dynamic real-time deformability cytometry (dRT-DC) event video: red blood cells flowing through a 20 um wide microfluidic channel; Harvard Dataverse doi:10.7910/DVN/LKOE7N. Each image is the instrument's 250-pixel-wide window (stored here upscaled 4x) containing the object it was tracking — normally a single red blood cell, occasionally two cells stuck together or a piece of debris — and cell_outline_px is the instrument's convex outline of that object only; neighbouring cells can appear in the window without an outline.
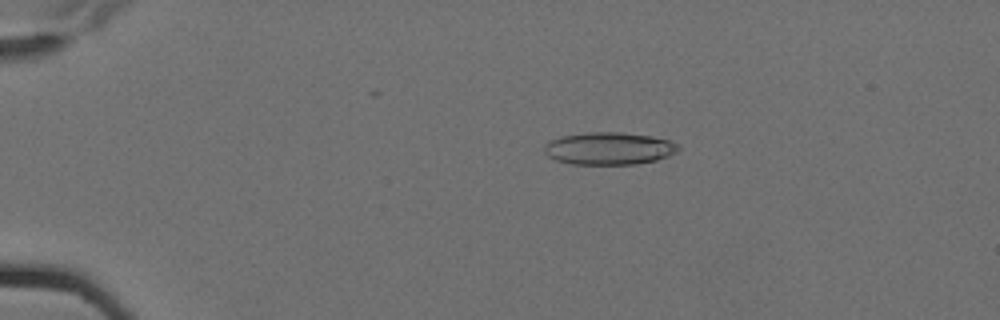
{"species": "Egyptian fruit bat (a non-hibernating species)", "species_latin": "Rousettus aegyptiacus", "temperature_condition": "cold", "stored_images_in_passage": 7, "camera_frame_rate_fps": 3000, "um_per_image_px": 0.085, "animal": {"sex": "female"}, "frame": {"image": 1, "passage_image": 3, "time_ms": 0.667, "image_size_px": [1000, 320], "cell_outline_px": [[680, 148], [676, 152], [668, 156], [656, 160], [636, 164], [572, 164], [556, 160], [548, 156], [544, 152], [544, 144], [560, 136], [588, 132], [620, 132], [652, 136], [668, 140], [676, 144]], "centroid_in_image_um": [51.74, 12.62], "position_along_channel_um": 33.3, "area_um2": 25.32}}
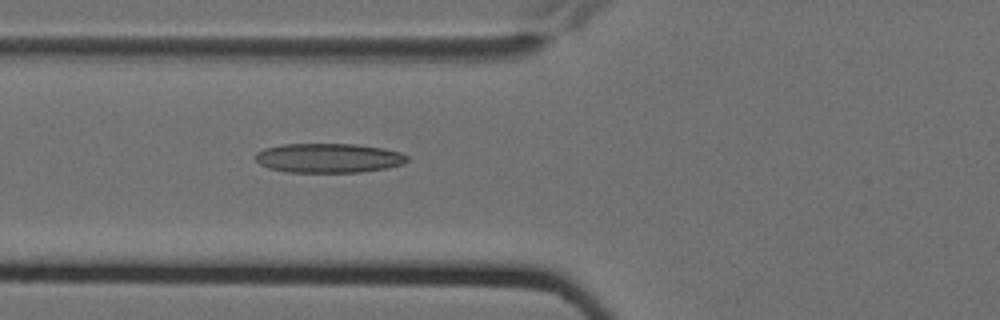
{"frame": {"image": 2, "passage_image": 6, "time_ms": 1.667, "image_size_px": [1000, 320], "cell_outline_px": [[408, 160], [404, 164], [388, 168], [360, 172], [288, 172], [268, 168], [260, 164], [256, 160], [256, 152], [264, 148], [284, 144], [356, 144], [384, 148], [400, 152], [408, 156]], "centroid_in_image_um": [27.95, 13.43], "position_along_channel_um": 97.8, "area_um2": 26.13}}